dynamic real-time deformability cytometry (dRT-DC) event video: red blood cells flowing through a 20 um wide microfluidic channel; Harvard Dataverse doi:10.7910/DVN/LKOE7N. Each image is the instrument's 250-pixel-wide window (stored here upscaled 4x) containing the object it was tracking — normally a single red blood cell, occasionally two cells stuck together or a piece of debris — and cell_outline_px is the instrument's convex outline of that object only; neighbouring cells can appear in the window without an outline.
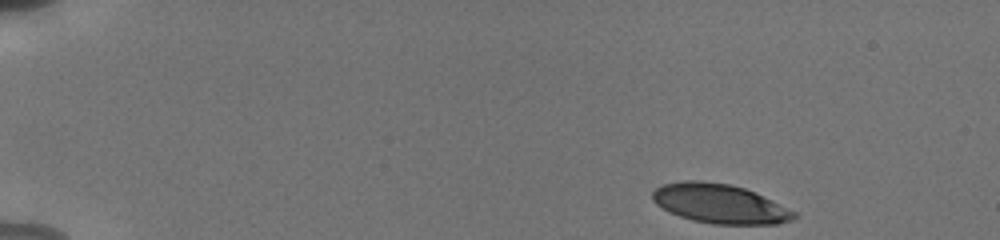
{"species": "human", "species_latin": "Homo sapiens", "temperature_condition": "cold", "stored_images_in_passage": 48, "camera_frame_rate_fps": 3000, "um_per_image_px": 0.085, "donor": {"sex": "male"}, "frame": {"image": 1, "passage_image": 1, "time_ms": 0.0, "image_size_px": [1000, 240], "cell_outline_px": [[800, 216], [792, 220], [776, 224], [712, 224], [692, 220], [680, 216], [656, 204], [652, 200], [652, 192], [656, 188], [664, 184], [684, 180], [700, 180], [728, 184], [744, 188], [772, 200], [796, 212]], "centroid_in_image_um": [61.19, 17.32], "position_along_channel_um": 23.8, "area_um2": 32.25}}
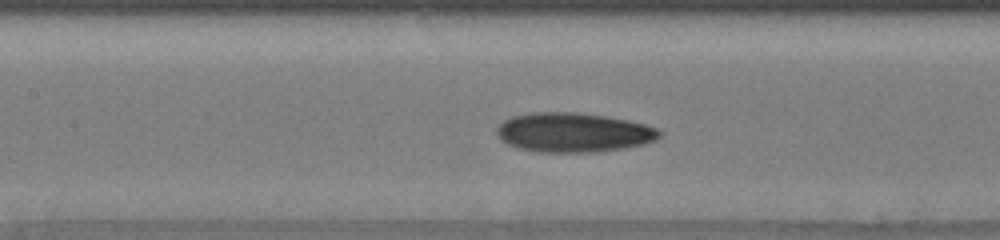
{"frame": {"image": 2, "passage_image": 21, "time_ms": 6.667, "image_size_px": [1000, 240], "cell_outline_px": [[664, 132], [656, 140], [644, 144], [624, 148], [592, 152], [536, 152], [520, 148], [508, 144], [500, 140], [496, 132], [496, 128], [504, 120], [512, 116], [532, 112], [580, 112], [608, 116], [628, 120], [660, 128]], "centroid_in_image_um": [48.77, 11.25], "position_along_channel_um": 158.6, "area_um2": 37.74}}
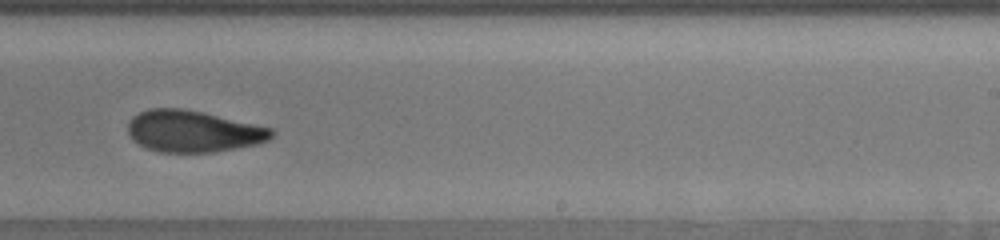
{"frame": {"image": 3, "passage_image": 30, "time_ms": 9.667, "image_size_px": [1000, 240], "cell_outline_px": [[276, 132], [268, 140], [256, 144], [212, 152], [160, 152], [148, 148], [132, 140], [128, 132], [128, 124], [132, 116], [148, 108], [184, 108], [204, 112], [272, 128]], "centroid_in_image_um": [16.41, 11.14], "position_along_channel_um": 272.6, "area_um2": 34.8}, "authors_computed_cell_mechanics": {"area_um2": 34.4488, "velocity_mm_per_s": 3.8102, "shape_relaxation_time_tau1_ms": 4.2008, "shape_relaxation_time_tau2_ms": 2.1948, "deformation_change_tau1": 0.1591, "deformation_change_tau2": 0.0903}}